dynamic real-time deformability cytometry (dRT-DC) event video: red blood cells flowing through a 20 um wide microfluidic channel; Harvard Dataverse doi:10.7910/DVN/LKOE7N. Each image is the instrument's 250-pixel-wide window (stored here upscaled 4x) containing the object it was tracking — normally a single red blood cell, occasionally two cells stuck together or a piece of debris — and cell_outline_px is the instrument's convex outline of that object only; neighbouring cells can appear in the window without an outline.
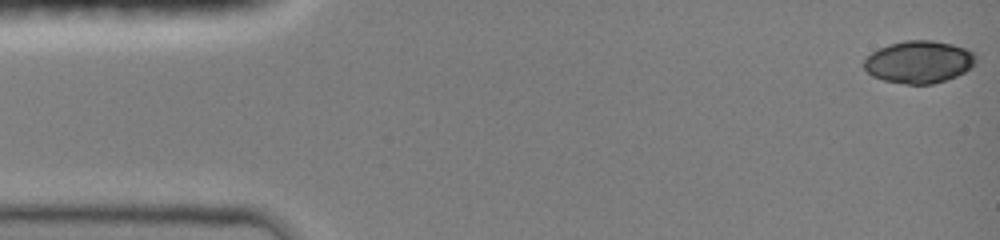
{"species": "common noctule bat (a hibernating species)", "species_latin": "Nyctalus noctula", "temperature_condition": "room temperature", "stored_images_in_passage": 47, "camera_frame_rate_fps": 3000, "um_per_image_px": 0.085, "animal": {"sex": "female", "body_mass_g": 19.0, "forearm_length_mm": 51.5}, "frame": {"image": 1, "passage_image": 1, "time_ms": 0.0, "image_size_px": [1000, 240], "cell_outline_px": [[976, 64], [972, 68], [956, 76], [932, 84], [904, 84], [884, 80], [872, 76], [864, 68], [864, 60], [872, 52], [880, 48], [904, 40], [932, 40], [952, 44], [964, 48], [972, 52], [976, 56]], "centroid_in_image_um": [78.13, 5.27], "position_along_channel_um": 6.9, "area_um2": 27.51}}
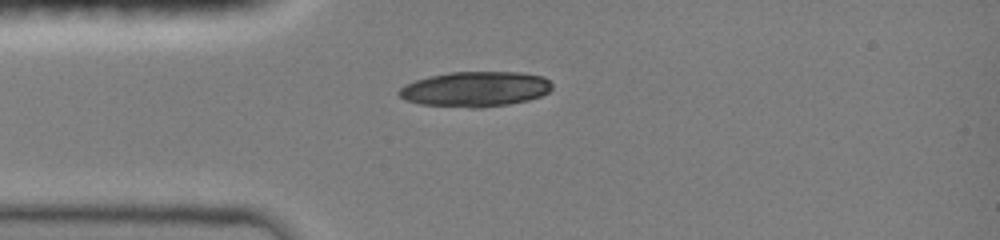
{"frame": {"image": 2, "passage_image": 12, "time_ms": 3.667, "image_size_px": [1000, 240], "cell_outline_px": [[552, 88], [548, 92], [540, 96], [528, 100], [508, 104], [480, 108], [468, 108], [420, 104], [404, 100], [396, 92], [404, 84], [428, 76], [452, 72], [520, 72], [544, 76], [552, 84]], "centroid_in_image_um": [40.38, 7.57], "position_along_channel_um": 44.6, "area_um2": 31.56}}